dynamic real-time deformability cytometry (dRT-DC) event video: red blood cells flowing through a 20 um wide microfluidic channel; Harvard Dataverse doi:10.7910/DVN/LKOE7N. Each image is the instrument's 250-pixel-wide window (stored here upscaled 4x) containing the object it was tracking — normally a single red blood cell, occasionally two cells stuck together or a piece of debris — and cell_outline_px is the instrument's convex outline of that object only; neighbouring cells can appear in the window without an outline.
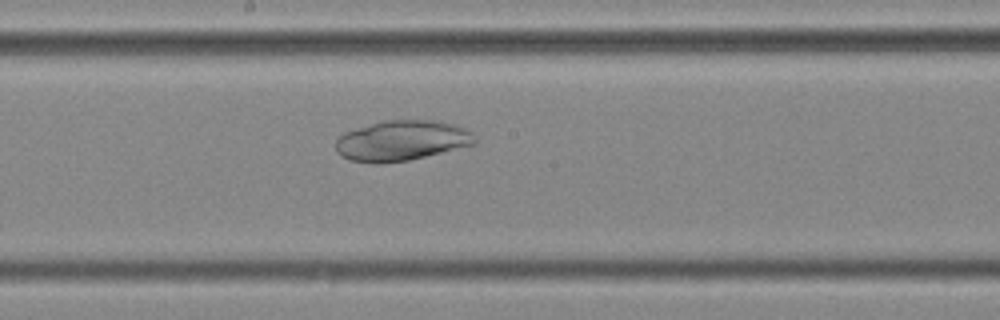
{"species": "common noctule bat (a hibernating species)", "species_latin": "Nyctalus noctula", "temperature_condition": "cold", "stored_images_in_passage": 38, "camera_frame_rate_fps": 3000, "um_per_image_px": 0.085, "animal": {"sex": "female", "body_mass_g": 25.1}, "frame": {"image": 1, "passage_image": 17, "time_ms": 5.333, "image_size_px": [1000, 320], "cell_outline_px": [[476, 144], [408, 160], [376, 164], [372, 164], [352, 160], [340, 156], [336, 152], [336, 140], [344, 132], [356, 128], [384, 120], [436, 120], [452, 124], [464, 128], [472, 132], [476, 140]], "centroid_in_image_um": [34.12, 11.95], "position_along_channel_um": 214.1, "area_um2": 32.66}}